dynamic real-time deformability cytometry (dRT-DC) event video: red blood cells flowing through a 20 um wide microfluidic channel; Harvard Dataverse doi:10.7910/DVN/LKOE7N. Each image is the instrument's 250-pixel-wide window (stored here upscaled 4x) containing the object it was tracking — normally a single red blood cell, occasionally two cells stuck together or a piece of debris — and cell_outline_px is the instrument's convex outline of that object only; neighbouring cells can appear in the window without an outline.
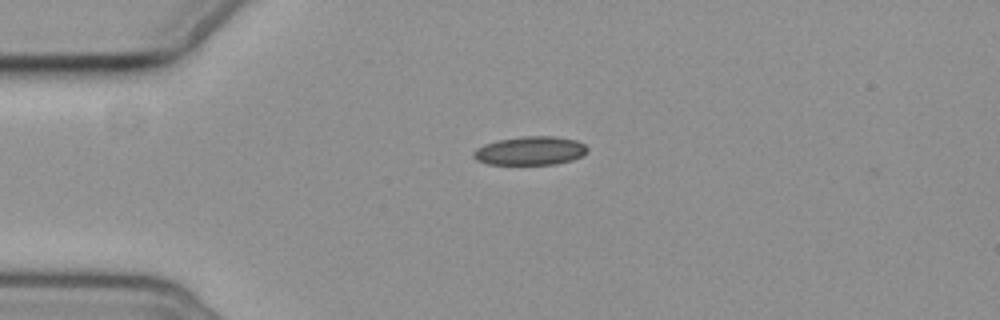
{"species": "common noctule bat (a hibernating species)", "species_latin": "Nyctalus noctula", "temperature_condition": "cold", "stored_images_in_passage": 2, "camera_frame_rate_fps": 3000, "um_per_image_px": 0.085, "animal": {"sex": "female", "body_mass_g": 19.3, "forearm_length_mm": 54.1}, "frame": {"image": 1, "passage_image": 1, "time_ms": 0.0, "image_size_px": [1000, 320], "cell_outline_px": [[588, 152], [584, 156], [572, 160], [556, 164], [488, 164], [476, 160], [472, 156], [472, 152], [476, 148], [484, 144], [496, 140], [520, 136], [556, 136], [576, 140], [584, 144], [588, 148]], "centroid_in_image_um": [45.07, 12.81], "position_along_channel_um": 39.9, "area_um2": 19.31}}